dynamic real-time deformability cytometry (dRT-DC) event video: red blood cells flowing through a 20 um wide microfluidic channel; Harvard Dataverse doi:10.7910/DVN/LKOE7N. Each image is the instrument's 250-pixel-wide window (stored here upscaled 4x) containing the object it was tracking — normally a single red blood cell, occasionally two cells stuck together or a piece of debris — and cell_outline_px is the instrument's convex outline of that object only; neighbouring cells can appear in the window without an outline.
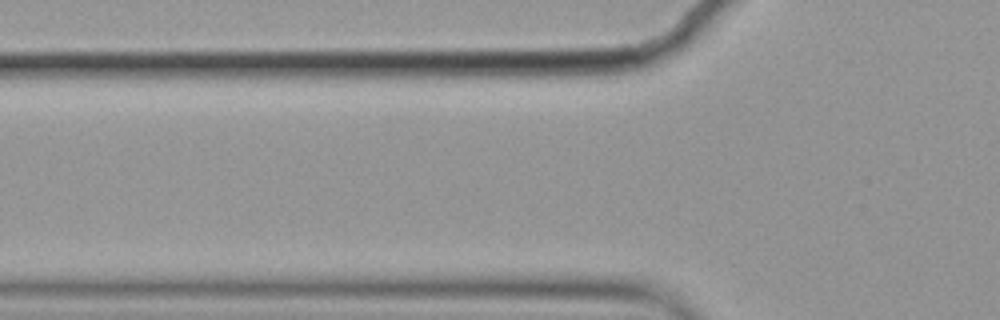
{"species": "common noctule bat (a hibernating species)", "species_latin": "Nyctalus noctula", "temperature_condition": "cold", "stored_images_in_passage": 4, "camera_frame_rate_fps": 3000, "um_per_image_px": 0.085, "animal": {"sex": "female", "body_mass_g": 19.9}, "frame": {"image": 1, "passage_image": 3, "time_ms": 0.667, "image_size_px": [1000, 320], "cell_outline_px": [[300, 64], [276, 76], [172, 76], [168, 68], [168, 64]], "centroid_in_image_um": [19.45, 5.93], "position_along_channel_um": 106.3, "area_um2": 10.29}}